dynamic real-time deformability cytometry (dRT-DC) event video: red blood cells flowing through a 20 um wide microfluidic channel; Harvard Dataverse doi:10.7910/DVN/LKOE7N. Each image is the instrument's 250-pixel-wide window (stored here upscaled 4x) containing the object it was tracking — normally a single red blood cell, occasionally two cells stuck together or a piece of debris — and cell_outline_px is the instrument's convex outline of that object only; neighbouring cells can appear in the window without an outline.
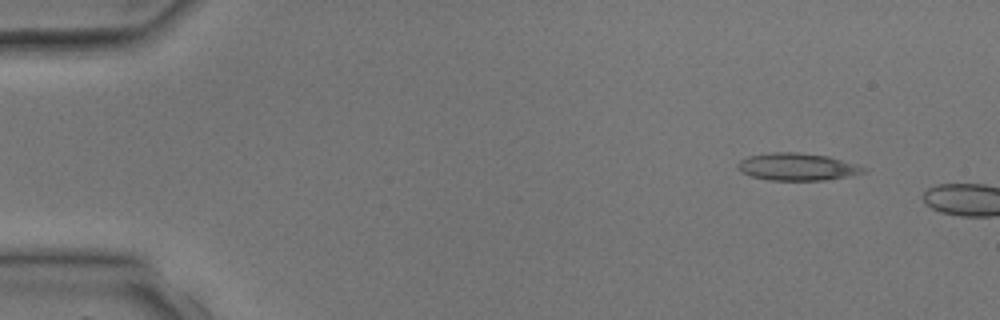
{"species": "common noctule bat (a hibernating species)", "species_latin": "Nyctalus noctula", "temperature_condition": "room temperature", "stored_images_in_passage": 2, "camera_frame_rate_fps": 3000, "um_per_image_px": 0.085, "animal": {"sex": "male", "body_mass_g": 17.9, "forearm_length_mm": 54.2}, "frame": {"image": 1, "passage_image": 1, "time_ms": 0.0, "image_size_px": [1000, 320], "cell_outline_px": [[868, 172], [824, 180], [768, 180], [752, 176], [740, 172], [736, 168], [736, 164], [740, 160], [748, 156], [772, 152], [796, 152], [828, 156], [868, 168]], "centroid_in_image_um": [67.73, 14.17], "position_along_channel_um": 17.3, "area_um2": 20.06}}